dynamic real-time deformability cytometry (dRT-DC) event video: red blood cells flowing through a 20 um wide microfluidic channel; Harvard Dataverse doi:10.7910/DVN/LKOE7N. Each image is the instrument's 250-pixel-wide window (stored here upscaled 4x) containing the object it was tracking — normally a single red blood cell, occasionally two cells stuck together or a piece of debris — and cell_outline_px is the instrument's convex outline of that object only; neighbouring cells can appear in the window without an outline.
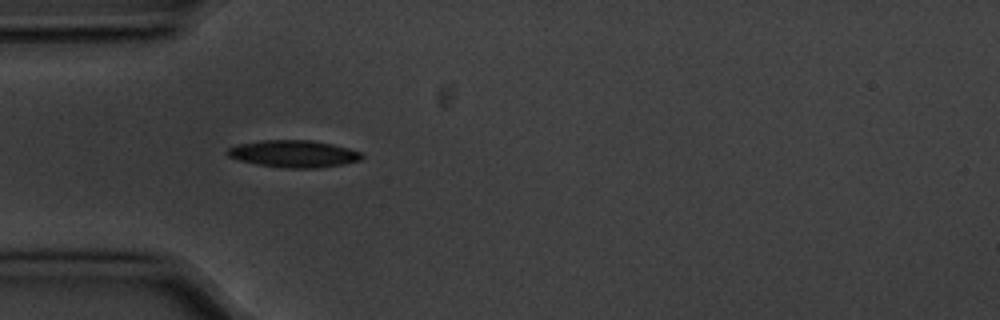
{"species": "common noctule bat (a hibernating species)", "species_latin": "Nyctalus noctula", "temperature_condition": "cold", "stored_images_in_passage": 11, "camera_frame_rate_fps": 3000, "um_per_image_px": 0.085, "animal": {"sex": "male", "body_mass_g": 20.1, "forearm_length_mm": 53.5}, "frame": {"image": 1, "passage_image": 1, "time_ms": 0.0, "image_size_px": [1000, 320], "cell_outline_px": [[364, 156], [360, 160], [344, 164], [316, 168], [284, 168], [260, 164], [240, 160], [228, 156], [224, 152], [228, 148], [236, 144], [260, 140], [312, 140], [332, 144], [348, 148], [360, 152]], "centroid_in_image_um": [24.94, 13.06], "position_along_channel_um": 60.1, "area_um2": 21.21}}
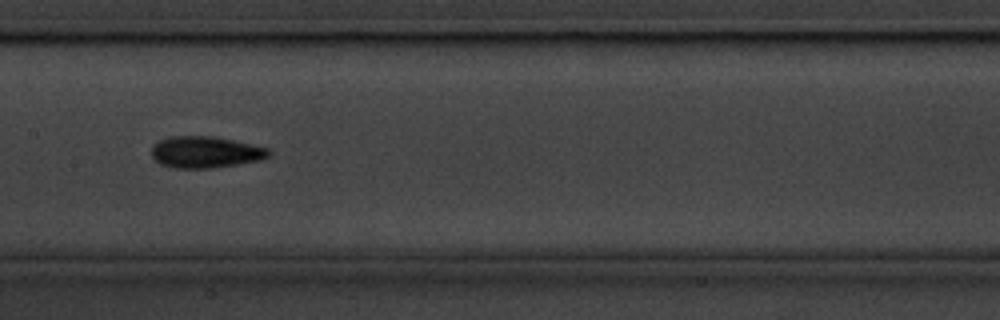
{"frame": {"image": 2, "passage_image": 4, "time_ms": 1.0, "image_size_px": [1000, 320], "cell_outline_px": [[272, 152], [268, 156], [260, 160], [212, 168], [176, 168], [160, 164], [152, 156], [152, 148], [160, 140], [168, 136], [212, 136], [232, 140], [268, 148]], "centroid_in_image_um": [17.45, 12.93], "position_along_channel_um": 189.9, "area_um2": 21.33}}
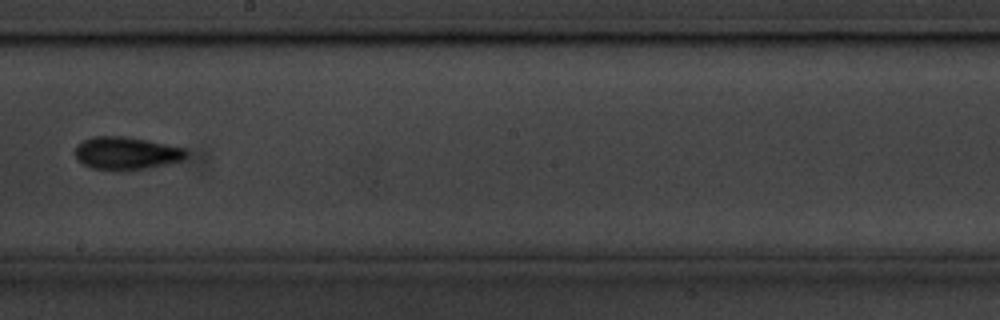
{"frame": {"image": 3, "passage_image": 5, "time_ms": 1.333, "image_size_px": [1000, 320], "cell_outline_px": [[188, 156], [184, 160], [168, 164], [148, 168], [120, 172], [92, 168], [76, 160], [76, 144], [92, 136], [128, 136], [184, 148], [188, 152]], "centroid_in_image_um": [10.75, 13.04], "position_along_channel_um": 237.5, "area_um2": 21.68}}